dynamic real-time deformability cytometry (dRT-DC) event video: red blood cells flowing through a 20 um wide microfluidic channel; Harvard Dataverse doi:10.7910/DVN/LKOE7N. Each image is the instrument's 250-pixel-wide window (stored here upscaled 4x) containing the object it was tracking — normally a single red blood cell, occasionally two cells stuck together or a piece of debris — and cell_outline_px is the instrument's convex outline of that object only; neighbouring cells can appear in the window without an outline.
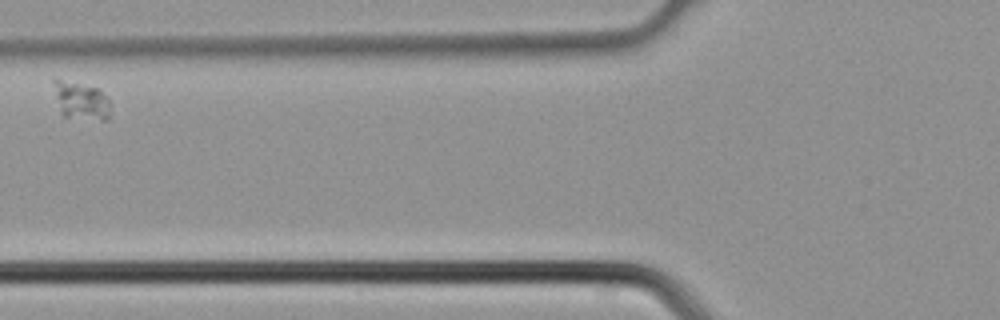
{"species": "common noctule bat (a hibernating species)", "species_latin": "Nyctalus noctula", "temperature_condition": "cold", "stored_images_in_passage": 3, "camera_frame_rate_fps": 3000, "um_per_image_px": 0.085, "animal": {"sex": "male", "body_mass_g": 21.5, "forearm_length_mm": 52.0}, "frame": {"image": 1, "passage_image": 3, "time_ms": 0.667, "image_size_px": [1000, 320], "cell_outline_px": [[108, 120], [104, 120], [64, 116], [60, 112], [52, 80], [60, 80], [100, 88], [108, 96]], "centroid_in_image_um": [6.9, 8.55], "position_along_channel_um": 118.9, "area_um2": 12.2}}